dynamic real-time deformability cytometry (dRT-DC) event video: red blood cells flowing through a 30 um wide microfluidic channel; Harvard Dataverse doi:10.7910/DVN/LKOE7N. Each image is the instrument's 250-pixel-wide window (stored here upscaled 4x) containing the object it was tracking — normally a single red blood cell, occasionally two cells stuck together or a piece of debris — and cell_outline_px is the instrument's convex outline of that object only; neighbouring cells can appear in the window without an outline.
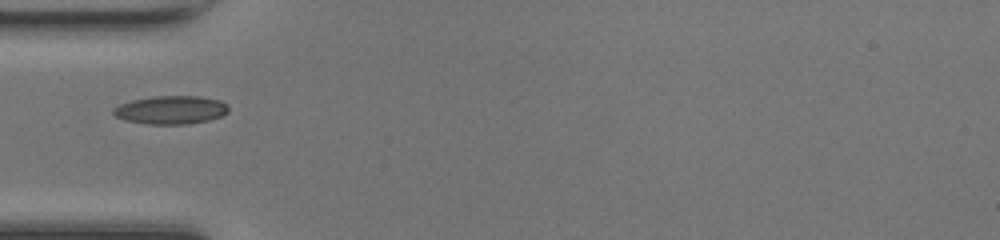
{"species": "common noctule bat (a hibernating species)", "species_latin": "Nyctalus noctula", "temperature_condition": "room temperature", "stored_images_in_passage": 34, "camera_frame_rate_fps": 3000, "um_per_image_px": 0.085, "animal": {"sex": "female", "body_mass_g": 17.0, "forearm_length_mm": 48.0}, "frame": {"image": 1, "passage_image": 1, "time_ms": 0.0, "image_size_px": [1000, 240], "cell_outline_px": [[228, 112], [220, 116], [208, 120], [188, 124], [148, 124], [124, 120], [116, 116], [112, 112], [112, 108], [120, 104], [132, 100], [152, 96], [200, 96], [220, 100], [228, 108]], "centroid_in_image_um": [14.49, 9.34], "position_along_channel_um": 70.5, "area_um2": 18.96}}
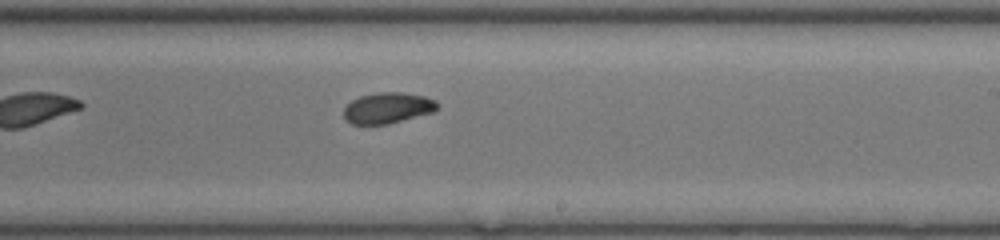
{"frame": {"image": 2, "passage_image": 14, "time_ms": 4.333, "image_size_px": [1000, 240], "cell_outline_px": [[440, 108], [432, 112], [388, 124], [352, 124], [344, 120], [344, 108], [352, 100], [360, 96], [380, 92], [404, 92], [424, 96], [436, 100], [440, 104]], "centroid_in_image_um": [32.97, 9.17], "position_along_channel_um": 256.0, "area_um2": 16.94}}
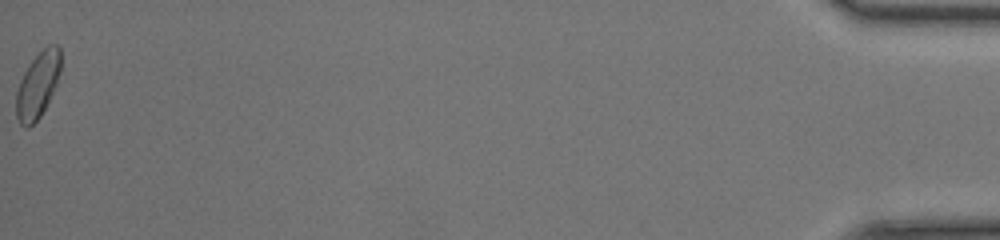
{"frame": {"image": 3, "passage_image": 34, "time_ms": 11.0, "image_size_px": [1000, 240], "cell_outline_px": [[60, 72], [56, 84], [40, 116], [28, 128], [24, 128], [20, 124], [16, 116], [16, 92], [20, 80], [24, 72], [32, 60], [48, 44], [56, 44], [60, 48]], "centroid_in_image_um": [3.19, 7.23], "position_along_channel_um": 432.0, "area_um2": 16.82}, "authors_computed_cell_mechanics": {"area_um2": 16.9643, "velocity_mm_per_s": 4.2786, "shape_relaxation_time_tau1_ms": 5.6402, "shape_relaxation_time_tau2_ms": 2.831, "deformation_change_tau1": 0.1387, "deformation_change_tau2": 0.0624}}